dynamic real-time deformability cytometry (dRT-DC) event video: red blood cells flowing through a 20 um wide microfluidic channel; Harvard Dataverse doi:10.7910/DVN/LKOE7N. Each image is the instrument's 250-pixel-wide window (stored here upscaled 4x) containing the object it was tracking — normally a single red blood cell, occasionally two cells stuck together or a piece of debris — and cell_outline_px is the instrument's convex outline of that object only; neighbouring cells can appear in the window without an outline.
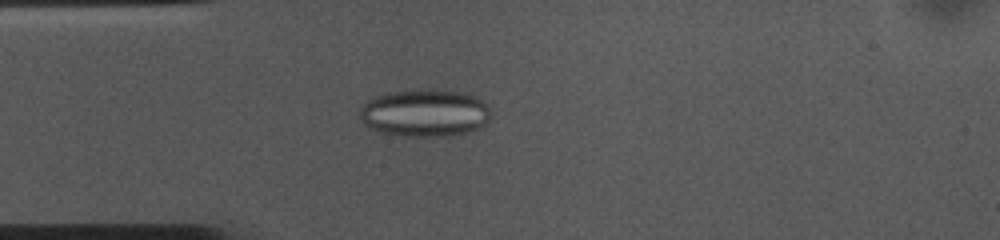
{"species": "common noctule bat (a hibernating species)", "species_latin": "Nyctalus noctula", "temperature_condition": "cold", "stored_images_in_passage": 53, "camera_frame_rate_fps": 3000, "um_per_image_px": 0.085, "animal": {"sex": "female", "body_mass_g": 10.0, "forearm_length_mm": 53.1}, "frame": {"image": 1, "passage_image": 13, "time_ms": 4.0, "image_size_px": [1000, 240], "cell_outline_px": [[488, 120], [480, 128], [468, 132], [448, 136], [404, 136], [380, 132], [368, 128], [360, 120], [360, 108], [368, 100], [376, 96], [388, 92], [428, 88], [464, 92], [476, 96], [488, 108]], "centroid_in_image_um": [36.07, 9.59], "position_along_channel_um": 48.9, "area_um2": 36.47}}
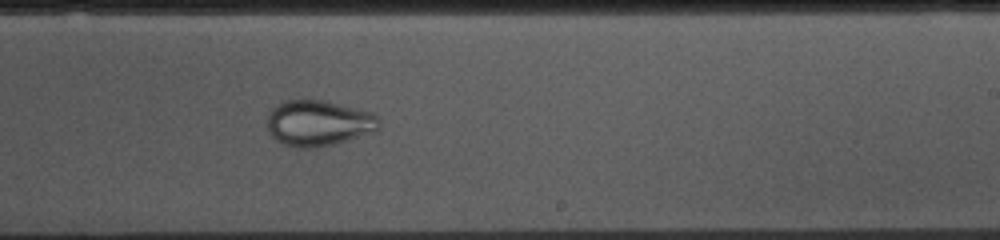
{"frame": {"image": 2, "passage_image": 31, "time_ms": 10.0, "image_size_px": [1000, 240], "cell_outline_px": [[380, 128], [372, 132], [348, 140], [332, 144], [312, 148], [300, 148], [284, 144], [276, 140], [272, 136], [268, 128], [268, 112], [276, 104], [284, 100], [320, 100], [372, 112], [380, 120]], "centroid_in_image_um": [27.06, 10.46], "position_along_channel_um": 261.9, "area_um2": 29.65}}
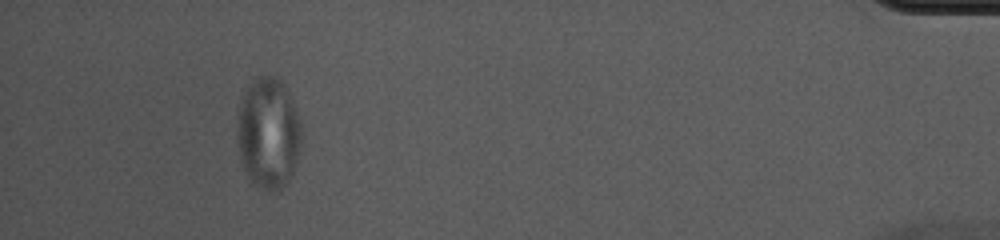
{"frame": {"image": 3, "passage_image": 49, "time_ms": 16.0, "image_size_px": [1000, 240], "cell_outline_px": [[304, 132], [300, 148], [292, 172], [288, 180], [280, 192], [268, 192], [256, 188], [252, 184], [240, 160], [236, 140], [236, 116], [240, 100], [248, 84], [252, 80], [260, 76], [272, 76], [280, 80], [284, 84], [288, 92], [300, 120]], "centroid_in_image_um": [22.78, 11.35], "position_along_channel_um": 412.4, "area_um2": 42.71}}